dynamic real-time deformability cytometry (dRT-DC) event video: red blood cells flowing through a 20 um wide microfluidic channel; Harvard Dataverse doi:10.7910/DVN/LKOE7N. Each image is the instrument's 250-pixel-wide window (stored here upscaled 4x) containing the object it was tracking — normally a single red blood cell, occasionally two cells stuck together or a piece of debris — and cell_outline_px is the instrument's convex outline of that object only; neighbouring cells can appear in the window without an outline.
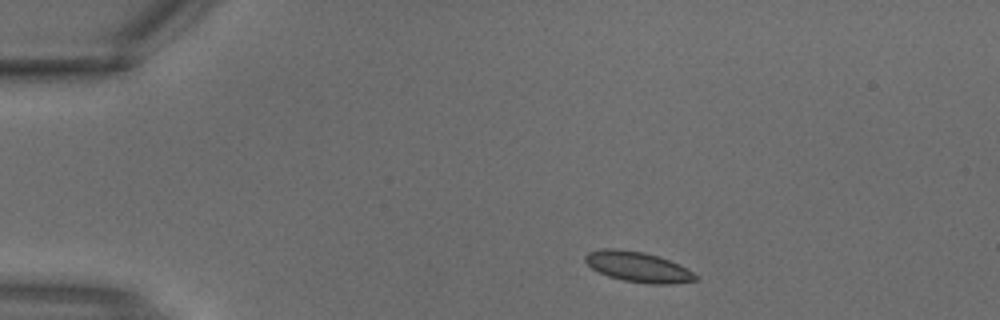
{"species": "common noctule bat (a hibernating species)", "species_latin": "Nyctalus noctula", "temperature_condition": "warm", "stored_images_in_passage": 2, "camera_frame_rate_fps": 3000, "um_per_image_px": 0.085, "animal": {"sex": "male", "body_mass_g": 18.8}, "frame": {"image": 1, "passage_image": 1, "time_ms": 0.0, "image_size_px": [1000, 320], "cell_outline_px": [[700, 276], [696, 280], [672, 284], [652, 284], [624, 280], [608, 276], [592, 268], [584, 260], [584, 256], [588, 252], [604, 248], [616, 248], [644, 252], [668, 260]], "centroid_in_image_um": [54.2, 22.68], "position_along_channel_um": 30.8, "area_um2": 19.19}}
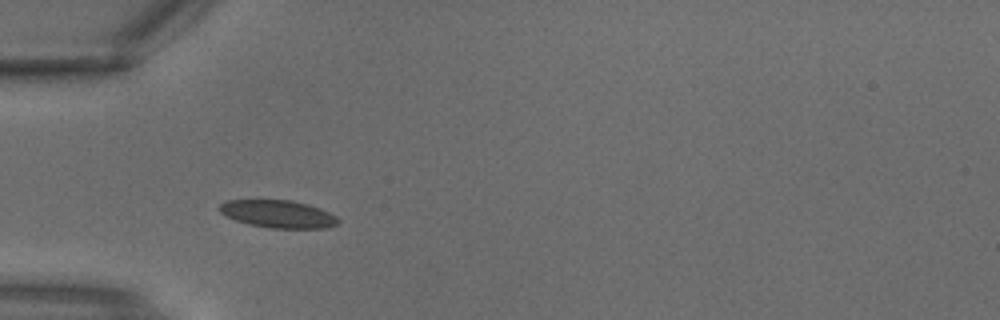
{"frame": {"image": 2, "passage_image": 2, "time_ms": 0.333, "image_size_px": [1000, 320], "cell_outline_px": [[340, 224], [328, 228], [268, 228], [248, 224], [224, 216], [216, 208], [224, 200], [292, 200], [308, 204], [320, 208], [336, 216], [340, 220]], "centroid_in_image_um": [23.62, 18.19], "position_along_channel_um": 61.4, "area_um2": 19.42}}